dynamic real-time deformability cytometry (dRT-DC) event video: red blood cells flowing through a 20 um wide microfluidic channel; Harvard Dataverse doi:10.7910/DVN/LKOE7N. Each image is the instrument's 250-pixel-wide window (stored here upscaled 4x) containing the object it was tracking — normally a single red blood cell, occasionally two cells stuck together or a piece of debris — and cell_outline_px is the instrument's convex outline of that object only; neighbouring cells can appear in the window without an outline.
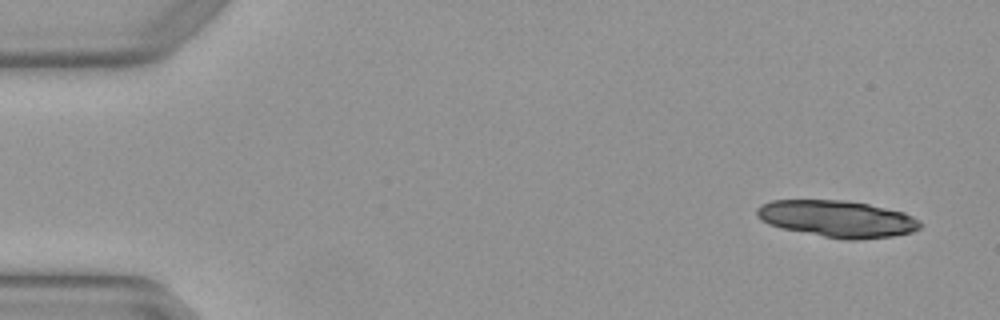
{"species": "Egyptian fruit bat (a non-hibernating species)", "species_latin": "Rousettus aegyptiacus", "temperature_condition": "warm", "stored_images_in_passage": 5, "camera_frame_rate_fps": 3000, "um_per_image_px": 0.085, "animal": {"sex": "female"}, "frame": {"image": 1, "passage_image": 1, "time_ms": 0.0, "image_size_px": [1000, 320], "cell_outline_px": [[920, 228], [912, 232], [892, 236], [856, 240], [848, 240], [824, 236], [780, 228], [768, 224], [760, 220], [756, 216], [756, 208], [760, 204], [772, 200], [844, 200], [868, 204], [904, 212], [920, 220]], "centroid_in_image_um": [71.13, 18.59], "position_along_channel_um": 13.9, "area_um2": 35.03}}